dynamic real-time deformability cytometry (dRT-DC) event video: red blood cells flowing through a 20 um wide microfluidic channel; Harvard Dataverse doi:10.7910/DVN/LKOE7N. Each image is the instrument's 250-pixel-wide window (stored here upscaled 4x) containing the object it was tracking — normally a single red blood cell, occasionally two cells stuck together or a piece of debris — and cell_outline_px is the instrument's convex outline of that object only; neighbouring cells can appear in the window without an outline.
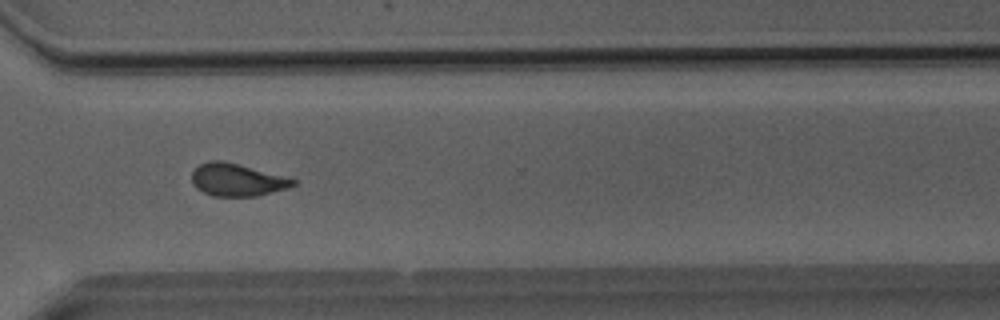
{"species": "Egyptian fruit bat (a non-hibernating species)", "species_latin": "Rousettus aegyptiacus", "temperature_condition": "room temperature", "stored_images_in_passage": 51, "segment_of_instrument_passage": [1, 2], "camera_frame_rate_fps": 3000, "um_per_image_px": 0.085, "animal": {"sex": "male"}, "frame": {"image": 1, "passage_image": 37, "time_ms": 12.0, "image_size_px": [1000, 320], "cell_outline_px": [[296, 184], [288, 188], [256, 196], [212, 196], [196, 188], [192, 184], [192, 172], [200, 164], [208, 160], [224, 160], [296, 180]], "centroid_in_image_um": [20.1, 15.29], "position_along_channel_um": 350.5, "area_um2": 19.02}}
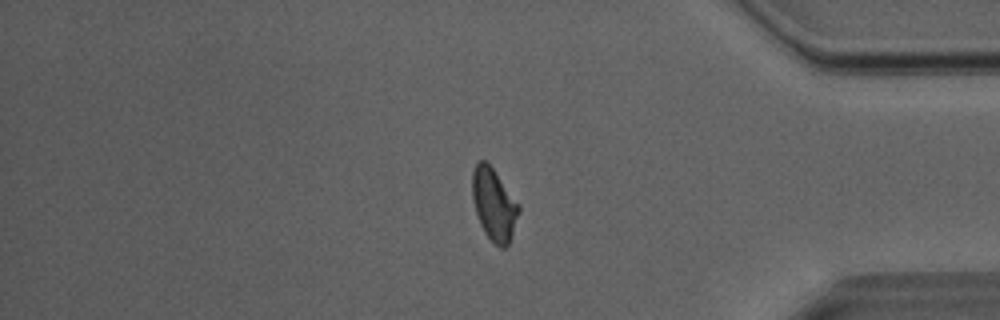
{"frame": {"image": 2, "passage_image": 42, "time_ms": 13.667, "image_size_px": [1000, 320], "cell_outline_px": [[520, 212], [508, 244], [504, 248], [500, 248], [492, 244], [484, 232], [480, 224], [472, 200], [472, 172], [476, 164], [480, 160], [484, 160], [492, 168], [520, 204]], "centroid_in_image_um": [41.98, 17.41], "position_along_channel_um": 393.2, "area_um2": 19.59}}